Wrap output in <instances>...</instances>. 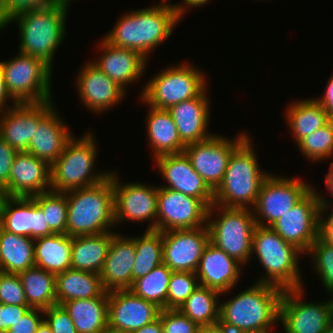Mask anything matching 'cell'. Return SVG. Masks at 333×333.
<instances>
[{
	"label": "cell",
	"instance_id": "cell-63",
	"mask_svg": "<svg viewBox=\"0 0 333 333\" xmlns=\"http://www.w3.org/2000/svg\"><path fill=\"white\" fill-rule=\"evenodd\" d=\"M323 333H333V319L330 321Z\"/></svg>",
	"mask_w": 333,
	"mask_h": 333
},
{
	"label": "cell",
	"instance_id": "cell-38",
	"mask_svg": "<svg viewBox=\"0 0 333 333\" xmlns=\"http://www.w3.org/2000/svg\"><path fill=\"white\" fill-rule=\"evenodd\" d=\"M135 242V261L132 268L133 282L146 276L151 270L163 263L162 232L145 230L141 236L131 238Z\"/></svg>",
	"mask_w": 333,
	"mask_h": 333
},
{
	"label": "cell",
	"instance_id": "cell-18",
	"mask_svg": "<svg viewBox=\"0 0 333 333\" xmlns=\"http://www.w3.org/2000/svg\"><path fill=\"white\" fill-rule=\"evenodd\" d=\"M53 107V100L12 105L0 112V137L17 152L27 151L39 121Z\"/></svg>",
	"mask_w": 333,
	"mask_h": 333
},
{
	"label": "cell",
	"instance_id": "cell-61",
	"mask_svg": "<svg viewBox=\"0 0 333 333\" xmlns=\"http://www.w3.org/2000/svg\"><path fill=\"white\" fill-rule=\"evenodd\" d=\"M102 333H131V331H124L122 329L114 328L112 326L107 325Z\"/></svg>",
	"mask_w": 333,
	"mask_h": 333
},
{
	"label": "cell",
	"instance_id": "cell-41",
	"mask_svg": "<svg viewBox=\"0 0 333 333\" xmlns=\"http://www.w3.org/2000/svg\"><path fill=\"white\" fill-rule=\"evenodd\" d=\"M297 146L305 158L311 162L333 157V121L302 138Z\"/></svg>",
	"mask_w": 333,
	"mask_h": 333
},
{
	"label": "cell",
	"instance_id": "cell-60",
	"mask_svg": "<svg viewBox=\"0 0 333 333\" xmlns=\"http://www.w3.org/2000/svg\"><path fill=\"white\" fill-rule=\"evenodd\" d=\"M35 333H52V331L50 326L46 323V321L43 320Z\"/></svg>",
	"mask_w": 333,
	"mask_h": 333
},
{
	"label": "cell",
	"instance_id": "cell-59",
	"mask_svg": "<svg viewBox=\"0 0 333 333\" xmlns=\"http://www.w3.org/2000/svg\"><path fill=\"white\" fill-rule=\"evenodd\" d=\"M5 28V8L4 0H0V30Z\"/></svg>",
	"mask_w": 333,
	"mask_h": 333
},
{
	"label": "cell",
	"instance_id": "cell-27",
	"mask_svg": "<svg viewBox=\"0 0 333 333\" xmlns=\"http://www.w3.org/2000/svg\"><path fill=\"white\" fill-rule=\"evenodd\" d=\"M73 136L53 107L38 123L26 152L50 166L59 158L67 141Z\"/></svg>",
	"mask_w": 333,
	"mask_h": 333
},
{
	"label": "cell",
	"instance_id": "cell-66",
	"mask_svg": "<svg viewBox=\"0 0 333 333\" xmlns=\"http://www.w3.org/2000/svg\"><path fill=\"white\" fill-rule=\"evenodd\" d=\"M160 333H167V332L164 329H162Z\"/></svg>",
	"mask_w": 333,
	"mask_h": 333
},
{
	"label": "cell",
	"instance_id": "cell-17",
	"mask_svg": "<svg viewBox=\"0 0 333 333\" xmlns=\"http://www.w3.org/2000/svg\"><path fill=\"white\" fill-rule=\"evenodd\" d=\"M209 241L207 226L162 232L163 263L172 271L196 273Z\"/></svg>",
	"mask_w": 333,
	"mask_h": 333
},
{
	"label": "cell",
	"instance_id": "cell-23",
	"mask_svg": "<svg viewBox=\"0 0 333 333\" xmlns=\"http://www.w3.org/2000/svg\"><path fill=\"white\" fill-rule=\"evenodd\" d=\"M241 267L239 262L209 241L201 256L196 276L199 285L225 295L239 282Z\"/></svg>",
	"mask_w": 333,
	"mask_h": 333
},
{
	"label": "cell",
	"instance_id": "cell-55",
	"mask_svg": "<svg viewBox=\"0 0 333 333\" xmlns=\"http://www.w3.org/2000/svg\"><path fill=\"white\" fill-rule=\"evenodd\" d=\"M210 1V0H183L182 1V4L181 3H177V4H174L173 3V6L175 8V10L177 11L178 13V16L180 19L183 18L184 14H186V9L188 7H201L202 5H204L205 3L207 4V2Z\"/></svg>",
	"mask_w": 333,
	"mask_h": 333
},
{
	"label": "cell",
	"instance_id": "cell-3",
	"mask_svg": "<svg viewBox=\"0 0 333 333\" xmlns=\"http://www.w3.org/2000/svg\"><path fill=\"white\" fill-rule=\"evenodd\" d=\"M64 193L67 196V235H98L114 227L112 171L98 184Z\"/></svg>",
	"mask_w": 333,
	"mask_h": 333
},
{
	"label": "cell",
	"instance_id": "cell-49",
	"mask_svg": "<svg viewBox=\"0 0 333 333\" xmlns=\"http://www.w3.org/2000/svg\"><path fill=\"white\" fill-rule=\"evenodd\" d=\"M319 198L321 207L319 210L318 237L322 241L333 245V207L331 208L332 212L329 213V216L327 215L326 218L323 217L325 216L324 212H327L326 210H328L329 205H332L330 204V201H327L325 197H322L321 193H319Z\"/></svg>",
	"mask_w": 333,
	"mask_h": 333
},
{
	"label": "cell",
	"instance_id": "cell-7",
	"mask_svg": "<svg viewBox=\"0 0 333 333\" xmlns=\"http://www.w3.org/2000/svg\"><path fill=\"white\" fill-rule=\"evenodd\" d=\"M93 133L87 132L67 141L59 158L51 165V190L67 192L92 186L105 180L110 171L95 172L97 144Z\"/></svg>",
	"mask_w": 333,
	"mask_h": 333
},
{
	"label": "cell",
	"instance_id": "cell-39",
	"mask_svg": "<svg viewBox=\"0 0 333 333\" xmlns=\"http://www.w3.org/2000/svg\"><path fill=\"white\" fill-rule=\"evenodd\" d=\"M172 270L162 263L155 267L146 276L133 282L131 290L136 296L153 302L161 309H167V293Z\"/></svg>",
	"mask_w": 333,
	"mask_h": 333
},
{
	"label": "cell",
	"instance_id": "cell-47",
	"mask_svg": "<svg viewBox=\"0 0 333 333\" xmlns=\"http://www.w3.org/2000/svg\"><path fill=\"white\" fill-rule=\"evenodd\" d=\"M60 0H4L5 28L17 15L51 6Z\"/></svg>",
	"mask_w": 333,
	"mask_h": 333
},
{
	"label": "cell",
	"instance_id": "cell-42",
	"mask_svg": "<svg viewBox=\"0 0 333 333\" xmlns=\"http://www.w3.org/2000/svg\"><path fill=\"white\" fill-rule=\"evenodd\" d=\"M307 254L312 257V265L315 267V272L317 271L321 283L333 296V245L318 237Z\"/></svg>",
	"mask_w": 333,
	"mask_h": 333
},
{
	"label": "cell",
	"instance_id": "cell-8",
	"mask_svg": "<svg viewBox=\"0 0 333 333\" xmlns=\"http://www.w3.org/2000/svg\"><path fill=\"white\" fill-rule=\"evenodd\" d=\"M255 226L252 208H225L213 204L208 210L207 227L210 242L242 266L252 258V236Z\"/></svg>",
	"mask_w": 333,
	"mask_h": 333
},
{
	"label": "cell",
	"instance_id": "cell-30",
	"mask_svg": "<svg viewBox=\"0 0 333 333\" xmlns=\"http://www.w3.org/2000/svg\"><path fill=\"white\" fill-rule=\"evenodd\" d=\"M69 313L77 333H102L108 325V292L99 297L66 301L62 304Z\"/></svg>",
	"mask_w": 333,
	"mask_h": 333
},
{
	"label": "cell",
	"instance_id": "cell-14",
	"mask_svg": "<svg viewBox=\"0 0 333 333\" xmlns=\"http://www.w3.org/2000/svg\"><path fill=\"white\" fill-rule=\"evenodd\" d=\"M248 136L243 132L231 140L214 134L204 141L186 145L184 153L194 170L215 191L222 183L231 154Z\"/></svg>",
	"mask_w": 333,
	"mask_h": 333
},
{
	"label": "cell",
	"instance_id": "cell-36",
	"mask_svg": "<svg viewBox=\"0 0 333 333\" xmlns=\"http://www.w3.org/2000/svg\"><path fill=\"white\" fill-rule=\"evenodd\" d=\"M219 296V291L199 285L179 310L198 326L216 324L219 322Z\"/></svg>",
	"mask_w": 333,
	"mask_h": 333
},
{
	"label": "cell",
	"instance_id": "cell-10",
	"mask_svg": "<svg viewBox=\"0 0 333 333\" xmlns=\"http://www.w3.org/2000/svg\"><path fill=\"white\" fill-rule=\"evenodd\" d=\"M6 88L17 103H38L52 99L53 69L39 58L18 52L0 62Z\"/></svg>",
	"mask_w": 333,
	"mask_h": 333
},
{
	"label": "cell",
	"instance_id": "cell-12",
	"mask_svg": "<svg viewBox=\"0 0 333 333\" xmlns=\"http://www.w3.org/2000/svg\"><path fill=\"white\" fill-rule=\"evenodd\" d=\"M303 293V287L282 292L278 322L285 333H323L333 319V297L322 303L304 302Z\"/></svg>",
	"mask_w": 333,
	"mask_h": 333
},
{
	"label": "cell",
	"instance_id": "cell-22",
	"mask_svg": "<svg viewBox=\"0 0 333 333\" xmlns=\"http://www.w3.org/2000/svg\"><path fill=\"white\" fill-rule=\"evenodd\" d=\"M76 82L83 105L98 114L118 105L127 93L91 61L81 68Z\"/></svg>",
	"mask_w": 333,
	"mask_h": 333
},
{
	"label": "cell",
	"instance_id": "cell-58",
	"mask_svg": "<svg viewBox=\"0 0 333 333\" xmlns=\"http://www.w3.org/2000/svg\"><path fill=\"white\" fill-rule=\"evenodd\" d=\"M329 172L324 176L325 177V184L327 190L331 193L330 196H333V162L330 163Z\"/></svg>",
	"mask_w": 333,
	"mask_h": 333
},
{
	"label": "cell",
	"instance_id": "cell-16",
	"mask_svg": "<svg viewBox=\"0 0 333 333\" xmlns=\"http://www.w3.org/2000/svg\"><path fill=\"white\" fill-rule=\"evenodd\" d=\"M119 177L112 171L115 226L123 221L151 220L146 230H156L158 186L137 181L123 184Z\"/></svg>",
	"mask_w": 333,
	"mask_h": 333
},
{
	"label": "cell",
	"instance_id": "cell-48",
	"mask_svg": "<svg viewBox=\"0 0 333 333\" xmlns=\"http://www.w3.org/2000/svg\"><path fill=\"white\" fill-rule=\"evenodd\" d=\"M42 314V309L30 308L22 318L18 319L14 325L6 331V333H35L44 320Z\"/></svg>",
	"mask_w": 333,
	"mask_h": 333
},
{
	"label": "cell",
	"instance_id": "cell-52",
	"mask_svg": "<svg viewBox=\"0 0 333 333\" xmlns=\"http://www.w3.org/2000/svg\"><path fill=\"white\" fill-rule=\"evenodd\" d=\"M55 234L46 223L42 209L33 200V239Z\"/></svg>",
	"mask_w": 333,
	"mask_h": 333
},
{
	"label": "cell",
	"instance_id": "cell-19",
	"mask_svg": "<svg viewBox=\"0 0 333 333\" xmlns=\"http://www.w3.org/2000/svg\"><path fill=\"white\" fill-rule=\"evenodd\" d=\"M155 163L167 182V185L160 187L201 199L209 208L213 205L214 191L194 170L184 152L157 157Z\"/></svg>",
	"mask_w": 333,
	"mask_h": 333
},
{
	"label": "cell",
	"instance_id": "cell-31",
	"mask_svg": "<svg viewBox=\"0 0 333 333\" xmlns=\"http://www.w3.org/2000/svg\"><path fill=\"white\" fill-rule=\"evenodd\" d=\"M104 288L100 275L69 268L56 275V304L66 301L99 297Z\"/></svg>",
	"mask_w": 333,
	"mask_h": 333
},
{
	"label": "cell",
	"instance_id": "cell-6",
	"mask_svg": "<svg viewBox=\"0 0 333 333\" xmlns=\"http://www.w3.org/2000/svg\"><path fill=\"white\" fill-rule=\"evenodd\" d=\"M259 259L265 275L257 283H267L285 289L304 287L299 269L303 253L284 241L271 227L256 225L252 236V255Z\"/></svg>",
	"mask_w": 333,
	"mask_h": 333
},
{
	"label": "cell",
	"instance_id": "cell-57",
	"mask_svg": "<svg viewBox=\"0 0 333 333\" xmlns=\"http://www.w3.org/2000/svg\"><path fill=\"white\" fill-rule=\"evenodd\" d=\"M198 333H231L220 322L212 325L199 326Z\"/></svg>",
	"mask_w": 333,
	"mask_h": 333
},
{
	"label": "cell",
	"instance_id": "cell-5",
	"mask_svg": "<svg viewBox=\"0 0 333 333\" xmlns=\"http://www.w3.org/2000/svg\"><path fill=\"white\" fill-rule=\"evenodd\" d=\"M250 135L233 151L222 183L214 191V203L225 208H253L263 181ZM253 206V207H250Z\"/></svg>",
	"mask_w": 333,
	"mask_h": 333
},
{
	"label": "cell",
	"instance_id": "cell-51",
	"mask_svg": "<svg viewBox=\"0 0 333 333\" xmlns=\"http://www.w3.org/2000/svg\"><path fill=\"white\" fill-rule=\"evenodd\" d=\"M17 151L0 137V183L4 186L9 181L10 170Z\"/></svg>",
	"mask_w": 333,
	"mask_h": 333
},
{
	"label": "cell",
	"instance_id": "cell-32",
	"mask_svg": "<svg viewBox=\"0 0 333 333\" xmlns=\"http://www.w3.org/2000/svg\"><path fill=\"white\" fill-rule=\"evenodd\" d=\"M72 237L53 234L34 241L35 266L55 275L71 268Z\"/></svg>",
	"mask_w": 333,
	"mask_h": 333
},
{
	"label": "cell",
	"instance_id": "cell-20",
	"mask_svg": "<svg viewBox=\"0 0 333 333\" xmlns=\"http://www.w3.org/2000/svg\"><path fill=\"white\" fill-rule=\"evenodd\" d=\"M161 308L131 290L108 292V325L124 331H134L159 318Z\"/></svg>",
	"mask_w": 333,
	"mask_h": 333
},
{
	"label": "cell",
	"instance_id": "cell-29",
	"mask_svg": "<svg viewBox=\"0 0 333 333\" xmlns=\"http://www.w3.org/2000/svg\"><path fill=\"white\" fill-rule=\"evenodd\" d=\"M116 233L72 237L71 268L100 274Z\"/></svg>",
	"mask_w": 333,
	"mask_h": 333
},
{
	"label": "cell",
	"instance_id": "cell-40",
	"mask_svg": "<svg viewBox=\"0 0 333 333\" xmlns=\"http://www.w3.org/2000/svg\"><path fill=\"white\" fill-rule=\"evenodd\" d=\"M42 209L46 223L55 234H66L67 196L64 192L48 191L31 197Z\"/></svg>",
	"mask_w": 333,
	"mask_h": 333
},
{
	"label": "cell",
	"instance_id": "cell-65",
	"mask_svg": "<svg viewBox=\"0 0 333 333\" xmlns=\"http://www.w3.org/2000/svg\"><path fill=\"white\" fill-rule=\"evenodd\" d=\"M0 333H6V331H4V330L0 329Z\"/></svg>",
	"mask_w": 333,
	"mask_h": 333
},
{
	"label": "cell",
	"instance_id": "cell-21",
	"mask_svg": "<svg viewBox=\"0 0 333 333\" xmlns=\"http://www.w3.org/2000/svg\"><path fill=\"white\" fill-rule=\"evenodd\" d=\"M4 187L8 197H32L51 191V166L31 153L17 152Z\"/></svg>",
	"mask_w": 333,
	"mask_h": 333
},
{
	"label": "cell",
	"instance_id": "cell-34",
	"mask_svg": "<svg viewBox=\"0 0 333 333\" xmlns=\"http://www.w3.org/2000/svg\"><path fill=\"white\" fill-rule=\"evenodd\" d=\"M286 122L296 144L305 136L326 125L330 119L323 107L313 98L296 100L286 108Z\"/></svg>",
	"mask_w": 333,
	"mask_h": 333
},
{
	"label": "cell",
	"instance_id": "cell-1",
	"mask_svg": "<svg viewBox=\"0 0 333 333\" xmlns=\"http://www.w3.org/2000/svg\"><path fill=\"white\" fill-rule=\"evenodd\" d=\"M166 1L121 14L103 39L112 46L134 50L149 59L150 52L172 35L181 20L173 4Z\"/></svg>",
	"mask_w": 333,
	"mask_h": 333
},
{
	"label": "cell",
	"instance_id": "cell-24",
	"mask_svg": "<svg viewBox=\"0 0 333 333\" xmlns=\"http://www.w3.org/2000/svg\"><path fill=\"white\" fill-rule=\"evenodd\" d=\"M99 48L102 54L97 58L98 60L91 63L126 92L128 85L136 82L145 73L148 59L140 53L112 46L104 39L101 40Z\"/></svg>",
	"mask_w": 333,
	"mask_h": 333
},
{
	"label": "cell",
	"instance_id": "cell-33",
	"mask_svg": "<svg viewBox=\"0 0 333 333\" xmlns=\"http://www.w3.org/2000/svg\"><path fill=\"white\" fill-rule=\"evenodd\" d=\"M34 241L0 226L1 272L18 274L35 266Z\"/></svg>",
	"mask_w": 333,
	"mask_h": 333
},
{
	"label": "cell",
	"instance_id": "cell-50",
	"mask_svg": "<svg viewBox=\"0 0 333 333\" xmlns=\"http://www.w3.org/2000/svg\"><path fill=\"white\" fill-rule=\"evenodd\" d=\"M30 309L28 305H8L0 303V329L7 331Z\"/></svg>",
	"mask_w": 333,
	"mask_h": 333
},
{
	"label": "cell",
	"instance_id": "cell-25",
	"mask_svg": "<svg viewBox=\"0 0 333 333\" xmlns=\"http://www.w3.org/2000/svg\"><path fill=\"white\" fill-rule=\"evenodd\" d=\"M206 91L205 89L198 97L182 101L168 109L185 145L204 141L214 135L208 132L210 99Z\"/></svg>",
	"mask_w": 333,
	"mask_h": 333
},
{
	"label": "cell",
	"instance_id": "cell-56",
	"mask_svg": "<svg viewBox=\"0 0 333 333\" xmlns=\"http://www.w3.org/2000/svg\"><path fill=\"white\" fill-rule=\"evenodd\" d=\"M162 329H163L162 322L160 318H158L152 323L147 324L140 329L131 331V333H160Z\"/></svg>",
	"mask_w": 333,
	"mask_h": 333
},
{
	"label": "cell",
	"instance_id": "cell-4",
	"mask_svg": "<svg viewBox=\"0 0 333 333\" xmlns=\"http://www.w3.org/2000/svg\"><path fill=\"white\" fill-rule=\"evenodd\" d=\"M72 0L59 2L41 9L21 13L9 23L18 22L20 53L36 57L51 68L54 54L66 36V17Z\"/></svg>",
	"mask_w": 333,
	"mask_h": 333
},
{
	"label": "cell",
	"instance_id": "cell-26",
	"mask_svg": "<svg viewBox=\"0 0 333 333\" xmlns=\"http://www.w3.org/2000/svg\"><path fill=\"white\" fill-rule=\"evenodd\" d=\"M116 233L111 240L105 263L100 272L105 291L125 290L132 286V268L135 261V242Z\"/></svg>",
	"mask_w": 333,
	"mask_h": 333
},
{
	"label": "cell",
	"instance_id": "cell-64",
	"mask_svg": "<svg viewBox=\"0 0 333 333\" xmlns=\"http://www.w3.org/2000/svg\"><path fill=\"white\" fill-rule=\"evenodd\" d=\"M247 333H267V332H247Z\"/></svg>",
	"mask_w": 333,
	"mask_h": 333
},
{
	"label": "cell",
	"instance_id": "cell-45",
	"mask_svg": "<svg viewBox=\"0 0 333 333\" xmlns=\"http://www.w3.org/2000/svg\"><path fill=\"white\" fill-rule=\"evenodd\" d=\"M159 318L167 333H198L199 326L179 309H161Z\"/></svg>",
	"mask_w": 333,
	"mask_h": 333
},
{
	"label": "cell",
	"instance_id": "cell-2",
	"mask_svg": "<svg viewBox=\"0 0 333 333\" xmlns=\"http://www.w3.org/2000/svg\"><path fill=\"white\" fill-rule=\"evenodd\" d=\"M284 290L255 283L220 303L219 322L231 333L267 332L279 321V304Z\"/></svg>",
	"mask_w": 333,
	"mask_h": 333
},
{
	"label": "cell",
	"instance_id": "cell-53",
	"mask_svg": "<svg viewBox=\"0 0 333 333\" xmlns=\"http://www.w3.org/2000/svg\"><path fill=\"white\" fill-rule=\"evenodd\" d=\"M321 98H314L327 112V115L331 121H333V74L328 80L327 86L324 89Z\"/></svg>",
	"mask_w": 333,
	"mask_h": 333
},
{
	"label": "cell",
	"instance_id": "cell-35",
	"mask_svg": "<svg viewBox=\"0 0 333 333\" xmlns=\"http://www.w3.org/2000/svg\"><path fill=\"white\" fill-rule=\"evenodd\" d=\"M30 308L48 309L56 304V275L37 266L18 273Z\"/></svg>",
	"mask_w": 333,
	"mask_h": 333
},
{
	"label": "cell",
	"instance_id": "cell-11",
	"mask_svg": "<svg viewBox=\"0 0 333 333\" xmlns=\"http://www.w3.org/2000/svg\"><path fill=\"white\" fill-rule=\"evenodd\" d=\"M313 187L299 178L270 174L262 183L254 208L256 225L270 227ZM254 209V210H253Z\"/></svg>",
	"mask_w": 333,
	"mask_h": 333
},
{
	"label": "cell",
	"instance_id": "cell-9",
	"mask_svg": "<svg viewBox=\"0 0 333 333\" xmlns=\"http://www.w3.org/2000/svg\"><path fill=\"white\" fill-rule=\"evenodd\" d=\"M206 77L198 67L181 63L167 66L153 75L141 90V100L145 105L166 109L192 98L198 97L208 86Z\"/></svg>",
	"mask_w": 333,
	"mask_h": 333
},
{
	"label": "cell",
	"instance_id": "cell-43",
	"mask_svg": "<svg viewBox=\"0 0 333 333\" xmlns=\"http://www.w3.org/2000/svg\"><path fill=\"white\" fill-rule=\"evenodd\" d=\"M198 286L196 273L173 271L168 285L167 309H179Z\"/></svg>",
	"mask_w": 333,
	"mask_h": 333
},
{
	"label": "cell",
	"instance_id": "cell-15",
	"mask_svg": "<svg viewBox=\"0 0 333 333\" xmlns=\"http://www.w3.org/2000/svg\"><path fill=\"white\" fill-rule=\"evenodd\" d=\"M208 210L201 199L158 186L156 230L166 232L207 226Z\"/></svg>",
	"mask_w": 333,
	"mask_h": 333
},
{
	"label": "cell",
	"instance_id": "cell-62",
	"mask_svg": "<svg viewBox=\"0 0 333 333\" xmlns=\"http://www.w3.org/2000/svg\"><path fill=\"white\" fill-rule=\"evenodd\" d=\"M7 197H8V195L6 193L5 187L2 183H0V206L4 202V199Z\"/></svg>",
	"mask_w": 333,
	"mask_h": 333
},
{
	"label": "cell",
	"instance_id": "cell-46",
	"mask_svg": "<svg viewBox=\"0 0 333 333\" xmlns=\"http://www.w3.org/2000/svg\"><path fill=\"white\" fill-rule=\"evenodd\" d=\"M43 316L52 333H77L69 313L62 305H54L43 310Z\"/></svg>",
	"mask_w": 333,
	"mask_h": 333
},
{
	"label": "cell",
	"instance_id": "cell-28",
	"mask_svg": "<svg viewBox=\"0 0 333 333\" xmlns=\"http://www.w3.org/2000/svg\"><path fill=\"white\" fill-rule=\"evenodd\" d=\"M146 131L154 159L163 155L183 153L186 145L181 141L176 124L166 109L149 106Z\"/></svg>",
	"mask_w": 333,
	"mask_h": 333
},
{
	"label": "cell",
	"instance_id": "cell-37",
	"mask_svg": "<svg viewBox=\"0 0 333 333\" xmlns=\"http://www.w3.org/2000/svg\"><path fill=\"white\" fill-rule=\"evenodd\" d=\"M0 226L8 232L33 238V199L5 198L0 206Z\"/></svg>",
	"mask_w": 333,
	"mask_h": 333
},
{
	"label": "cell",
	"instance_id": "cell-44",
	"mask_svg": "<svg viewBox=\"0 0 333 333\" xmlns=\"http://www.w3.org/2000/svg\"><path fill=\"white\" fill-rule=\"evenodd\" d=\"M0 303L28 305L18 274L0 272Z\"/></svg>",
	"mask_w": 333,
	"mask_h": 333
},
{
	"label": "cell",
	"instance_id": "cell-13",
	"mask_svg": "<svg viewBox=\"0 0 333 333\" xmlns=\"http://www.w3.org/2000/svg\"><path fill=\"white\" fill-rule=\"evenodd\" d=\"M314 187L270 227L287 243L307 254L318 238L321 202Z\"/></svg>",
	"mask_w": 333,
	"mask_h": 333
},
{
	"label": "cell",
	"instance_id": "cell-54",
	"mask_svg": "<svg viewBox=\"0 0 333 333\" xmlns=\"http://www.w3.org/2000/svg\"><path fill=\"white\" fill-rule=\"evenodd\" d=\"M8 100H11L14 103V105L17 104V102L11 97V95L9 94V92L6 88L4 74L0 67V112H3L5 110L9 109L10 107H12L11 105L8 106V104H7Z\"/></svg>",
	"mask_w": 333,
	"mask_h": 333
}]
</instances>
